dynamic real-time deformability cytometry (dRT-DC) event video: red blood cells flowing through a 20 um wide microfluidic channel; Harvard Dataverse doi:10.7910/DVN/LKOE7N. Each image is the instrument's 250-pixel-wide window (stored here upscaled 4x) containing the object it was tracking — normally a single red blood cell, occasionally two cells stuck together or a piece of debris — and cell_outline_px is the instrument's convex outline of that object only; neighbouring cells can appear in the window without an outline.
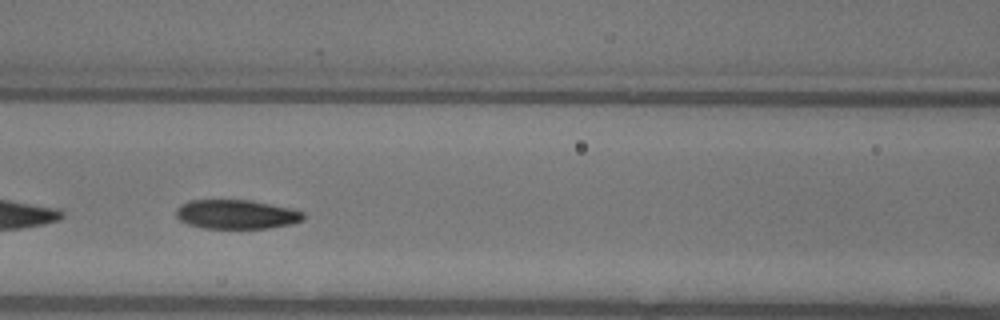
{"species": "common noctule bat (a hibernating species)", "species_latin": "Nyctalus noctula", "temperature_condition": "warm", "stored_images_in_passage": 30, "camera_frame_rate_fps": 3000, "um_per_image_px": 0.085, "animal": {"sex": "female"}, "frame": {"image": 1, "passage_image": 15, "time_ms": 4.667, "image_size_px": [1000, 320], "cell_outline_px": [[304, 220], [292, 224], [268, 228], [204, 228], [188, 224], [180, 220], [176, 216], [176, 208], [180, 204], [188, 200], [248, 200], [292, 208], [304, 212]], "centroid_in_image_um": [20.09, 18.21], "position_along_channel_um": 146.5, "area_um2": 21.73}}
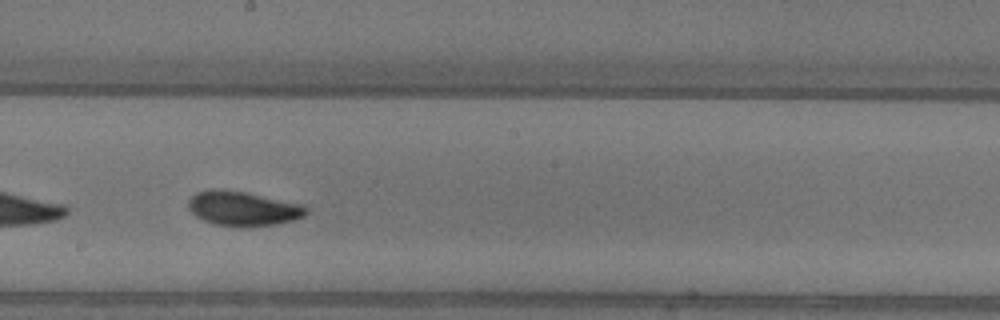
{"frame": {"image": 2, "passage_image": 21, "time_ms": 6.667, "image_size_px": [1000, 320], "cell_outline_px": [[308, 212], [304, 216], [296, 220], [276, 224], [240, 228], [212, 224], [196, 216], [188, 208], [188, 200], [196, 192], [216, 188], [220, 188], [244, 192], [304, 204], [308, 208]], "centroid_in_image_um": [20.67, 17.74], "position_along_channel_um": 227.5, "area_um2": 24.1}}
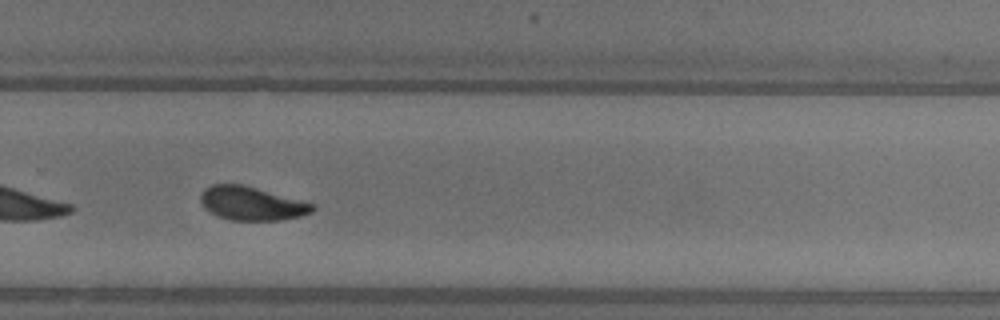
{"frame": {"image": 3, "passage_image": 27, "time_ms": 8.667, "image_size_px": [1000, 320], "cell_outline_px": [[316, 208], [312, 212], [300, 216], [280, 220], [228, 220], [204, 208], [200, 200], [200, 196], [204, 188], [212, 184], [244, 184], [312, 204]], "centroid_in_image_um": [21.35, 17.29], "position_along_channel_um": 308.5, "area_um2": 21.68}}